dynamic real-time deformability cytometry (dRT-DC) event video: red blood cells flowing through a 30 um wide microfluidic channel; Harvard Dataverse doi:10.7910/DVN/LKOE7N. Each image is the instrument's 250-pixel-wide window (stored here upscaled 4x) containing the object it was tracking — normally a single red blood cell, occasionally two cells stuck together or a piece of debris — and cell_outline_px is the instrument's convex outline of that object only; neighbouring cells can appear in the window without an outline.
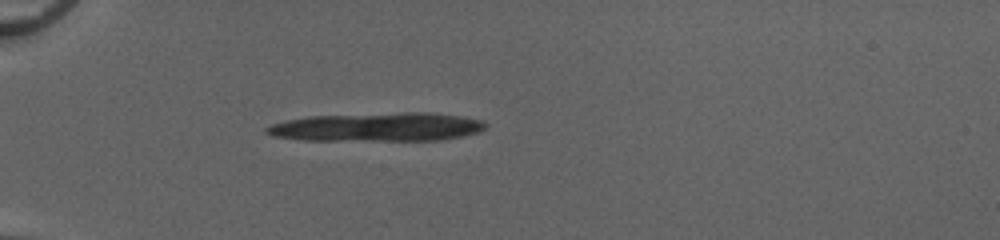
{"species": "common noctule bat (a hibernating species)", "species_latin": "Nyctalus noctula", "temperature_condition": "cold", "stored_images_in_passage": 22, "camera_frame_rate_fps": 3000, "um_per_image_px": 0.085, "animal": {"sex": "female", "body_mass_g": 20.0, "forearm_length_mm": 54.0}, "frame": {"image": 1, "passage_image": 16, "time_ms": 5.0, "image_size_px": [1000, 240], "cell_outline_px": [[488, 124], [484, 128], [476, 132], [460, 136], [436, 140], [304, 140], [276, 136], [268, 132], [264, 128], [272, 124], [288, 120], [312, 116], [460, 116], [484, 120]], "centroid_in_image_um": [31.99, 10.86], "position_along_channel_um": 53.0, "area_um2": 33.64}}